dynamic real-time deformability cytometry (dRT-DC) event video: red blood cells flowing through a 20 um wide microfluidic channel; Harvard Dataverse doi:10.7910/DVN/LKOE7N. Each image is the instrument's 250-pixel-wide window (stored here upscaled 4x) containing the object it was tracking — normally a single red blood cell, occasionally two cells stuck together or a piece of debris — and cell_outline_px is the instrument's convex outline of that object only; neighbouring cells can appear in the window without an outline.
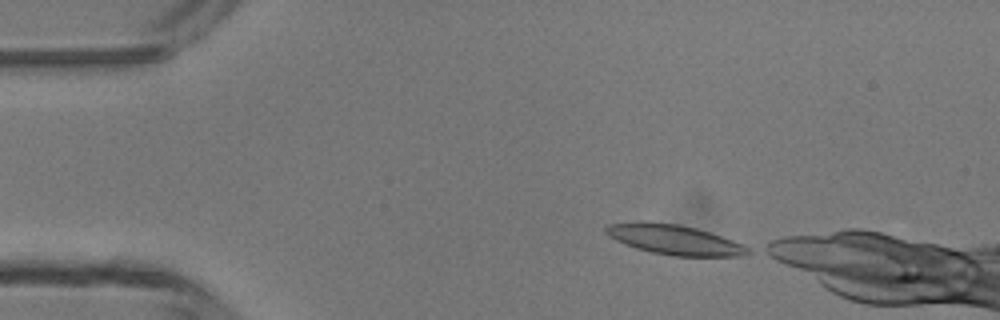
{"species": "common noctule bat (a hibernating species)", "species_latin": "Nyctalus noctula", "temperature_condition": "room temperature", "stored_images_in_passage": 2, "camera_frame_rate_fps": 3000, "um_per_image_px": 0.085, "animal": {"sex": "male", "body_mass_g": 13.3}, "frame": {"image": 1, "passage_image": 1, "time_ms": 0.0, "image_size_px": [1000, 320], "cell_outline_px": [[752, 252], [740, 256], [672, 256], [652, 252], [636, 248], [624, 244], [608, 236], [604, 232], [604, 224], [640, 220], [644, 220], [676, 224], [696, 228], [744, 244], [752, 248]], "centroid_in_image_um": [57.26, 20.35], "position_along_channel_um": 27.7, "area_um2": 25.09}}